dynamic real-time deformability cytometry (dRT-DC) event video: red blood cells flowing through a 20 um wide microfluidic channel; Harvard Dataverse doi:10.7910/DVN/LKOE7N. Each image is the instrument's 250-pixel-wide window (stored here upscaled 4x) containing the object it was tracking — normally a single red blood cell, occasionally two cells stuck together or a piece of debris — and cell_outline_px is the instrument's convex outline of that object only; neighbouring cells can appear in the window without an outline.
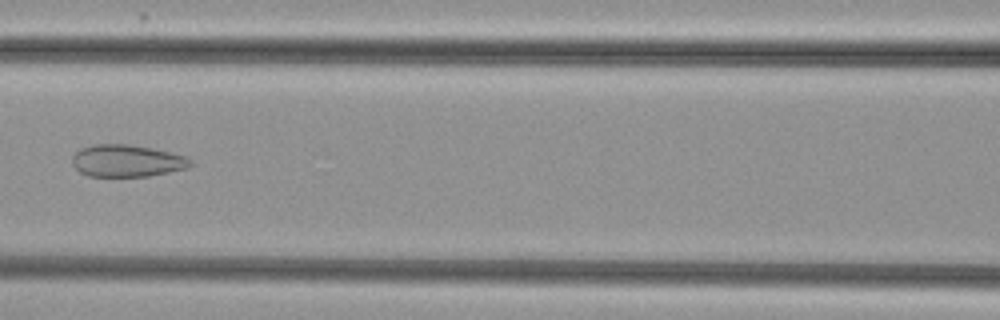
{"species": "common noctule bat (a hibernating species)", "species_latin": "Nyctalus noctula", "temperature_condition": "cold", "stored_images_in_passage": 6, "camera_frame_rate_fps": 3000, "um_per_image_px": 0.085, "animal": {"sex": "female", "body_mass_g": 29.2, "forearm_length_mm": 56.3}, "frame": {"image": 1, "passage_image": 6, "time_ms": 6.0, "image_size_px": [1000, 320], "cell_outline_px": [[192, 164], [188, 168], [148, 176], [88, 176], [80, 172], [72, 164], [72, 156], [80, 148], [92, 144], [128, 144], [152, 148], [188, 156], [192, 160]], "centroid_in_image_um": [10.79, 13.66], "position_along_channel_um": 155.8, "area_um2": 22.25}}